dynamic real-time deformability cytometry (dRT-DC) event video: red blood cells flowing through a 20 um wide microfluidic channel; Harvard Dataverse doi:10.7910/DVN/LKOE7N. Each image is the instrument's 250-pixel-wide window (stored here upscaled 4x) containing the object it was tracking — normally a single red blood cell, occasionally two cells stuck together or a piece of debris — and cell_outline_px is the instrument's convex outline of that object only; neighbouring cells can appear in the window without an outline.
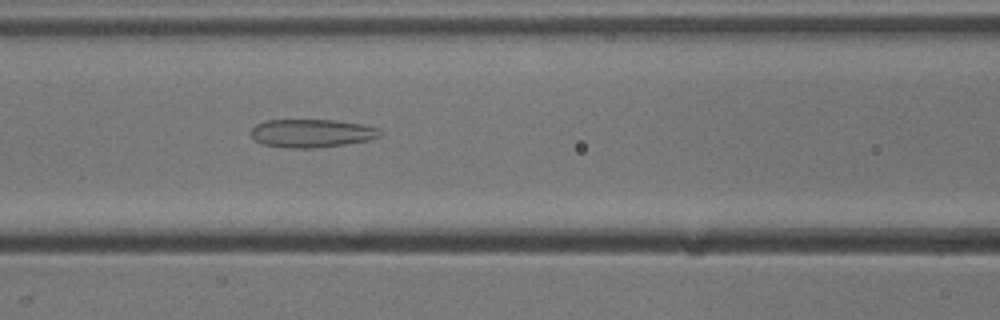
{"species": "common noctule bat (a hibernating species)", "species_latin": "Nyctalus noctula", "temperature_condition": "cold", "stored_images_in_passage": 31, "camera_frame_rate_fps": 3000, "um_per_image_px": 0.085, "animal": {"sex": "male", "body_mass_g": 13.3}, "frame": {"image": 1, "passage_image": 11, "time_ms": 3.333, "image_size_px": [1000, 320], "cell_outline_px": [[380, 136], [368, 140], [344, 144], [316, 148], [284, 148], [260, 144], [252, 136], [252, 128], [256, 124], [264, 120], [336, 120], [364, 124], [380, 128]], "centroid_in_image_um": [26.49, 11.32], "position_along_channel_um": 140.1, "area_um2": 21.39}}
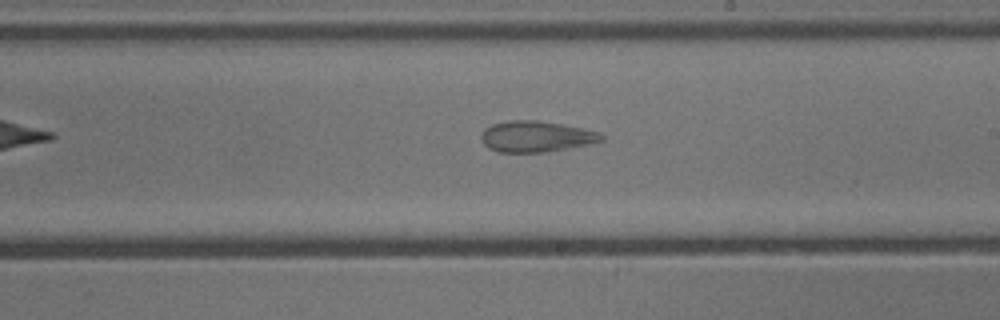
{"frame": {"image": 2, "passage_image": 19, "time_ms": 6.0, "image_size_px": [1000, 320], "cell_outline_px": [[604, 140], [588, 144], [544, 152], [496, 152], [488, 148], [484, 144], [480, 136], [484, 128], [492, 124], [508, 120], [536, 120], [584, 128], [600, 132], [604, 136]], "centroid_in_image_um": [45.54, 11.6], "position_along_channel_um": 243.5, "area_um2": 21.73}}
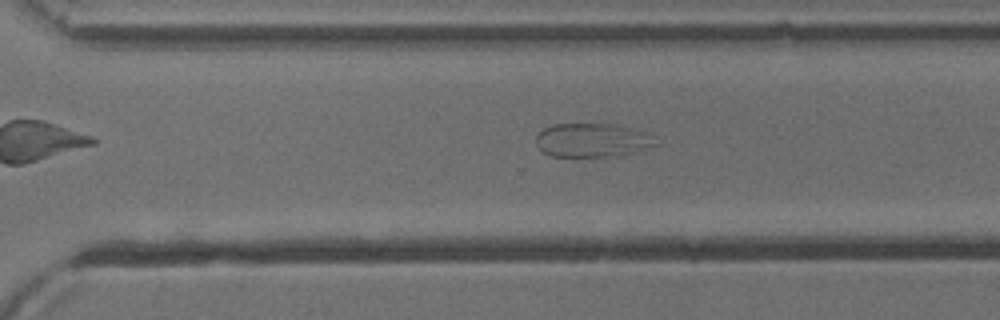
{"frame": {"image": 3, "passage_image": 25, "time_ms": 8.0, "image_size_px": [1000, 320], "cell_outline_px": [[656, 144], [632, 152], [616, 156], [552, 156], [544, 152], [536, 144], [536, 136], [544, 128], [552, 124], [612, 124], [632, 128], [644, 132]], "centroid_in_image_um": [50.25, 11.91], "position_along_channel_um": 320.3, "area_um2": 22.95}}